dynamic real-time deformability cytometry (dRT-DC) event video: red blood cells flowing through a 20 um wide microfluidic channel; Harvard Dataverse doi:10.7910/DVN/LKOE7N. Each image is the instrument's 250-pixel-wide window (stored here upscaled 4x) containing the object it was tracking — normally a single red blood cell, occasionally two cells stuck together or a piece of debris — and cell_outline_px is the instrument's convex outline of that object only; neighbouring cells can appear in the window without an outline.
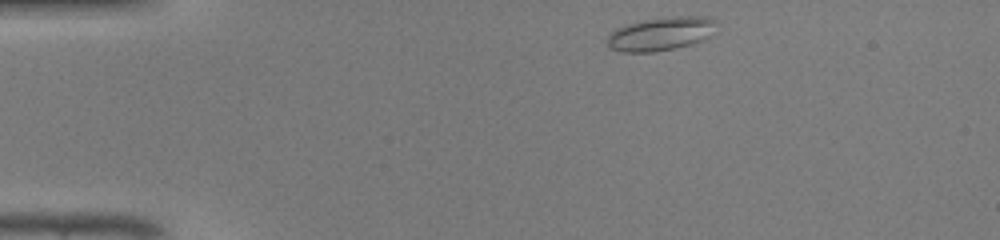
{"species": "common noctule bat (a hibernating species)", "species_latin": "Nyctalus noctula", "temperature_condition": "warm", "stored_images_in_passage": 40, "camera_frame_rate_fps": 3000, "um_per_image_px": 0.085, "animal": {"sex": "male", "body_mass_g": 19.0, "forearm_length_mm": 50.8}, "frame": {"image": 1, "passage_image": 1, "time_ms": 0.0, "image_size_px": [1000, 240], "cell_outline_px": [[716, 32], [700, 40], [688, 44], [656, 52], [620, 52], [608, 48], [608, 32], [616, 28], [628, 24], [644, 20], [676, 16], [708, 16], [716, 20]], "centroid_in_image_um": [56.16, 2.86], "position_along_channel_um": 28.8, "area_um2": 21.33}}
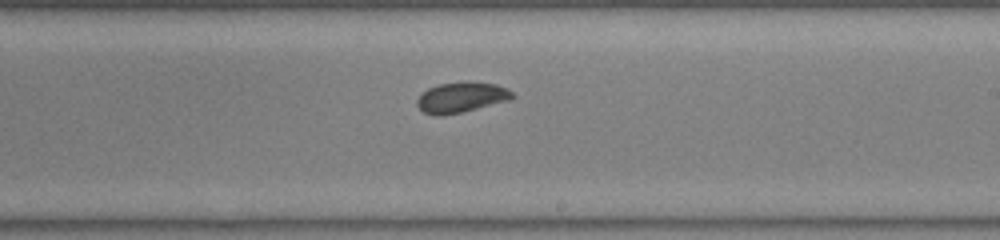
{"frame": {"image": 2, "passage_image": 21, "time_ms": 6.667, "image_size_px": [1000, 240], "cell_outline_px": [[516, 96], [508, 100], [460, 112], [440, 116], [436, 116], [424, 112], [416, 104], [416, 100], [420, 92], [428, 88], [440, 84], [464, 80], [472, 80], [496, 84], [512, 92]], "centroid_in_image_um": [39.17, 8.24], "position_along_channel_um": 249.8, "area_um2": 16.99}}
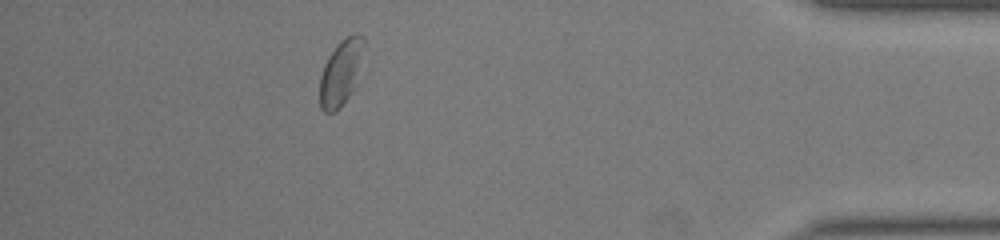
{"frame": {"image": 3, "passage_image": 35, "time_ms": 11.333, "image_size_px": [1000, 240], "cell_outline_px": [[364, 44], [352, 92], [340, 108], [336, 112], [324, 112], [320, 108], [320, 76], [324, 64], [328, 56], [336, 44], [340, 40], [356, 32], [364, 36]], "centroid_in_image_um": [28.94, 6.16], "position_along_channel_um": 406.3, "area_um2": 16.65}, "authors_computed_cell_mechanics": {"area_um2": 17.1088, "velocity_mm_per_s": 4.2762, "shape_relaxation_time_tau1_ms": 2.8371, "shape_relaxation_time_tau2_ms": null, "deformation_change_tau1": 0.0581, "deformation_change_tau2": null}}